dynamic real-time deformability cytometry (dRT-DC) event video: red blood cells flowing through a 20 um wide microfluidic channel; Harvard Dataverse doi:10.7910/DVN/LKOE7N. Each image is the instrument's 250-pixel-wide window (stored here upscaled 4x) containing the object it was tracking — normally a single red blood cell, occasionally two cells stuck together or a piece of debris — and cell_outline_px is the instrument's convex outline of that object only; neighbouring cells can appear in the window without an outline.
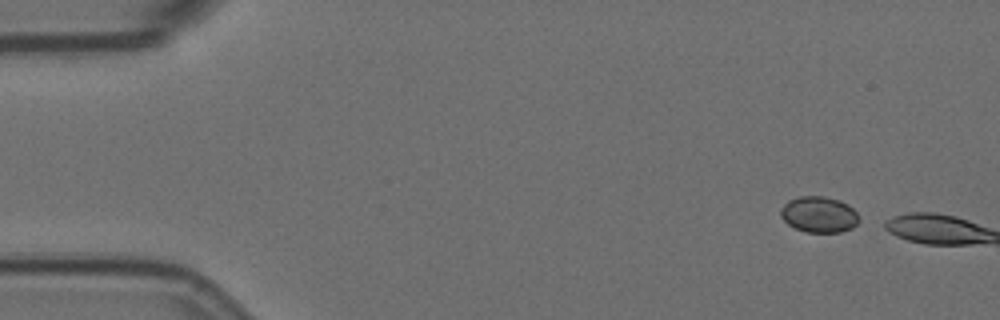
{"species": "Egyptian fruit bat (a non-hibernating species)", "species_latin": "Rousettus aegyptiacus", "temperature_condition": "room temperature", "stored_images_in_passage": 2, "camera_frame_rate_fps": 3000, "um_per_image_px": 0.085, "animal": {"sex": "female"}, "frame": {"image": 1, "passage_image": 1, "time_ms": 0.0, "image_size_px": [1000, 320], "cell_outline_px": [[860, 220], [852, 228], [840, 232], [804, 232], [788, 224], [780, 216], [780, 208], [788, 200], [800, 196], [824, 196], [840, 200], [848, 204], [856, 212]], "centroid_in_image_um": [69.6, 18.22], "position_along_channel_um": 15.4, "area_um2": 16.53}}